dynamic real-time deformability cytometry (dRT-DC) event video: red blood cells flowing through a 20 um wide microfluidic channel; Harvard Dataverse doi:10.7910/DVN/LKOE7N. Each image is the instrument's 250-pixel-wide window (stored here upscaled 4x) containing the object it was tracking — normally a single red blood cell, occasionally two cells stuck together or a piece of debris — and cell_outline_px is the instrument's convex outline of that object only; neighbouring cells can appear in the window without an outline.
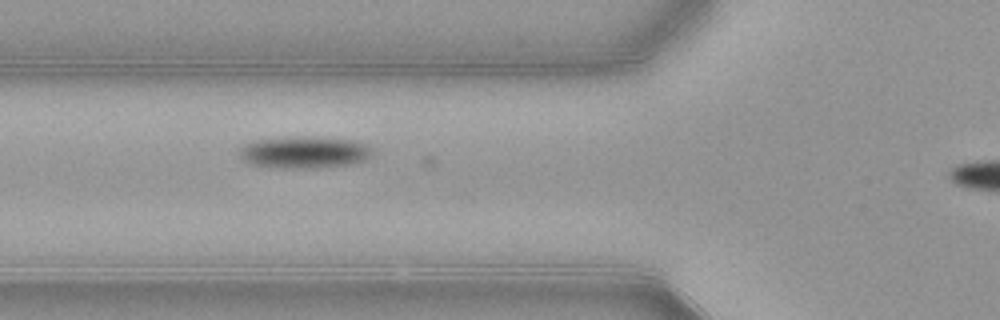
{"species": "common noctule bat (a hibernating species)", "species_latin": "Nyctalus noctula", "temperature_condition": "warm", "stored_images_in_passage": 39, "camera_frame_rate_fps": 3000, "um_per_image_px": 0.085, "animal": {"sex": "female", "body_mass_g": 21.9}, "frame": {"image": 1, "passage_image": 12, "time_ms": 3.667, "image_size_px": [1000, 320], "cell_outline_px": [[372, 152], [364, 160], [348, 164], [316, 168], [272, 168], [248, 164], [240, 156], [240, 148], [252, 140], [288, 136], [320, 136], [356, 140], [372, 148]], "centroid_in_image_um": [25.82, 12.92], "position_along_channel_um": 100.0, "area_um2": 25.2}}
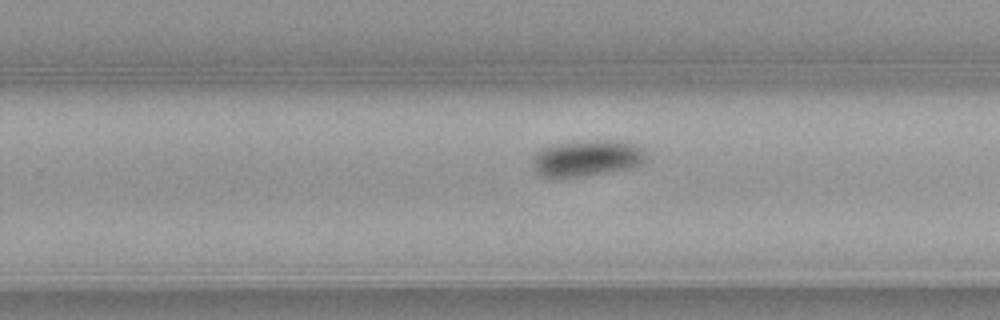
{"frame": {"image": 2, "passage_image": 26, "time_ms": 8.333, "image_size_px": [1000, 320], "cell_outline_px": [[644, 160], [640, 164], [624, 168], [584, 176], [540, 176], [532, 168], [532, 160], [536, 152], [544, 148], [556, 144], [592, 140], [620, 140], [636, 144], [644, 148]], "centroid_in_image_um": [49.86, 13.42], "position_along_channel_um": 279.9, "area_um2": 23.52}}
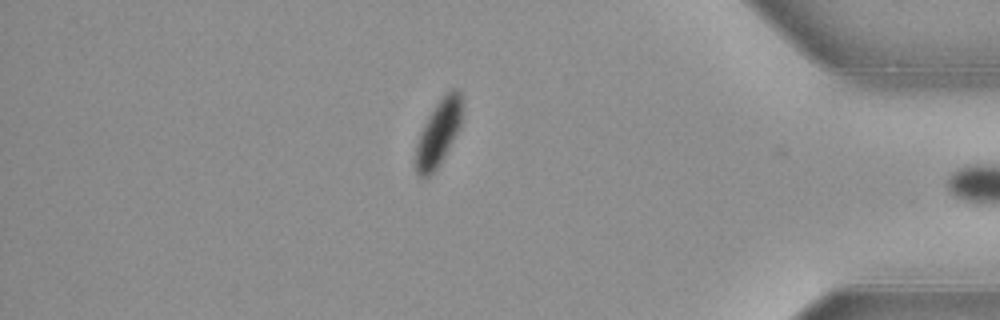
{"frame": {"image": 3, "passage_image": 38, "time_ms": 12.333, "image_size_px": [1000, 320], "cell_outline_px": [[460, 128], [444, 156], [436, 168], [428, 176], [420, 176], [416, 172], [416, 144], [420, 132], [428, 116], [436, 104], [452, 88], [456, 88], [460, 92]], "centroid_in_image_um": [37.25, 11.3], "position_along_channel_um": 398.0, "area_um2": 17.17}, "authors_computed_cell_mechanics": {"area_um2": 23.3512, "velocity_mm_per_s": 3.8604, "shape_relaxation_time_tau1_ms": 4.4106, "shape_relaxation_time_tau2_ms": null, "deformation_change_tau1": 0.1632, "deformation_change_tau2": null}}